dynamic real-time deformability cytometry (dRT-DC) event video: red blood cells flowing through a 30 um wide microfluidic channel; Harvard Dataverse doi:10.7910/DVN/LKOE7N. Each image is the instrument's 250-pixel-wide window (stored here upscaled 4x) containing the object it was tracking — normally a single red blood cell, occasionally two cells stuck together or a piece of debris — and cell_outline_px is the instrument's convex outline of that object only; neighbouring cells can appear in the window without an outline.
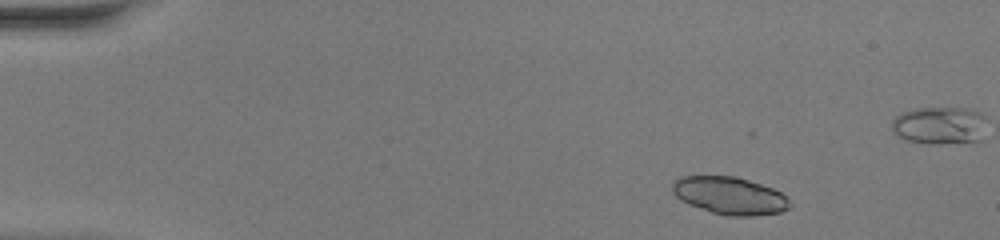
{"species": "common noctule bat (a hibernating species)", "species_latin": "Nyctalus noctula", "temperature_condition": "warm", "stored_images_in_passage": 47, "camera_frame_rate_fps": 3000, "um_per_image_px": 0.085, "animal": {"sex": "female", "body_mass_g": 20.0, "forearm_length_mm": 54.0}, "frame": {"image": 1, "passage_image": 4, "time_ms": 1.0, "image_size_px": [1000, 240], "cell_outline_px": [[792, 204], [788, 208], [780, 212], [752, 216], [728, 216], [712, 212], [688, 204], [680, 200], [672, 192], [672, 180], [680, 176], [736, 176], [772, 188], [780, 192]], "centroid_in_image_um": [61.98, 16.62], "position_along_channel_um": 23.0, "area_um2": 25.66}}
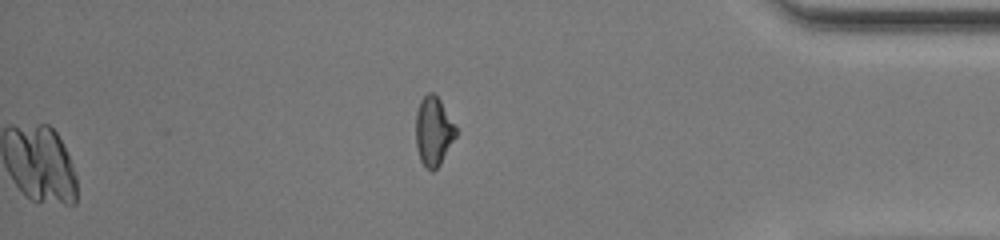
{"frame": {"image": 2, "passage_image": 47, "time_ms": 15.333, "image_size_px": [1000, 240], "cell_outline_px": [[456, 136], [440, 164], [432, 172], [424, 168], [420, 160], [416, 148], [416, 112], [420, 100], [428, 92], [432, 92], [440, 100], [456, 128]], "centroid_in_image_um": [36.82, 11.18], "position_along_channel_um": 398.4, "area_um2": 16.07}}